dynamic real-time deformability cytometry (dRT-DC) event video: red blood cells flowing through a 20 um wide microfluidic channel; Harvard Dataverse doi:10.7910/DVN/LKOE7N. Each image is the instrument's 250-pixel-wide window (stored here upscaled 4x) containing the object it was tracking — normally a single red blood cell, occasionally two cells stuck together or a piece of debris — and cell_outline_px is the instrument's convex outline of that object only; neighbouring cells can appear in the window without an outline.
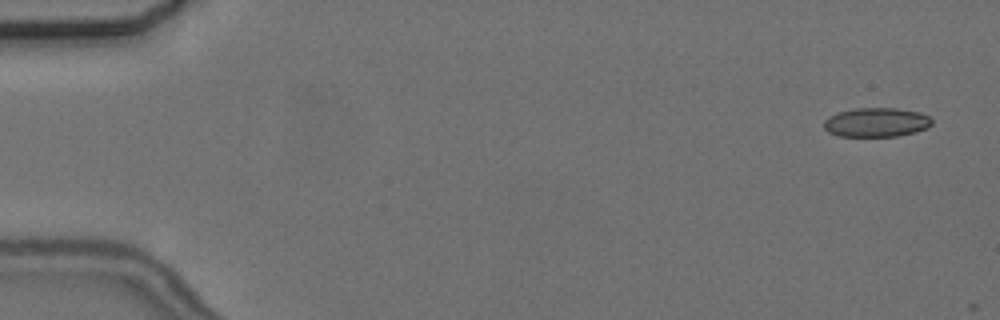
{"species": "common noctule bat (a hibernating species)", "species_latin": "Nyctalus noctula", "temperature_condition": "cold", "stored_images_in_passage": 4, "camera_frame_rate_fps": 3000, "um_per_image_px": 0.085, "animal": {"sex": "female", "body_mass_g": 24.6, "forearm_length_mm": 56.2}, "frame": {"image": 1, "passage_image": 1, "time_ms": 0.0, "image_size_px": [1000, 320], "cell_outline_px": [[932, 124], [928, 128], [916, 132], [896, 136], [840, 136], [828, 132], [824, 128], [824, 120], [828, 116], [840, 112], [856, 108], [896, 108], [920, 112], [928, 116], [932, 120]], "centroid_in_image_um": [74.5, 10.4], "position_along_channel_um": 10.5, "area_um2": 18.38}}
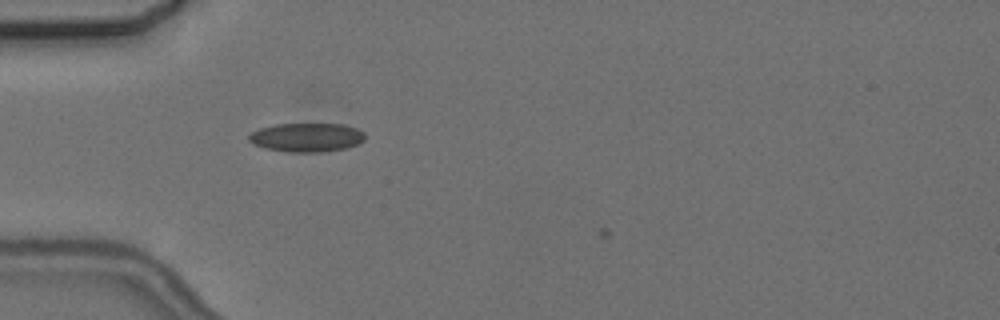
{"frame": {"image": 2, "passage_image": 4, "time_ms": 5.0, "image_size_px": [1000, 320], "cell_outline_px": [[364, 140], [356, 144], [344, 148], [320, 152], [292, 152], [264, 148], [252, 144], [248, 140], [248, 136], [252, 132], [260, 128], [276, 124], [344, 124], [356, 128], [364, 132]], "centroid_in_image_um": [26.04, 11.67], "position_along_channel_um": 59.0, "area_um2": 19.42}}